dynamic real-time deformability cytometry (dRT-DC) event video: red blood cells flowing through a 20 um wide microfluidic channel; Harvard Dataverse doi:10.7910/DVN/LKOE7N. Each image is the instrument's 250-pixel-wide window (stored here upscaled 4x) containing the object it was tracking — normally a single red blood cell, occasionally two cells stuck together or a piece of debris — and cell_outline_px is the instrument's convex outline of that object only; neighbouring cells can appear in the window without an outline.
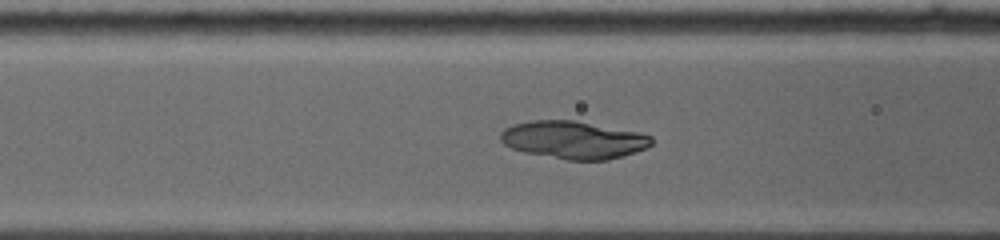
{"species": "common noctule bat (a hibernating species)", "species_latin": "Nyctalus noctula", "temperature_condition": "warm", "stored_images_in_passage": 17, "camera_frame_rate_fps": 5000, "um_per_image_px": 0.085, "animal": {"sex": "female", "body_mass_g": 19.0, "forearm_length_mm": 53.3}, "frame": {"image": 1, "passage_image": 5, "time_ms": 3.4, "image_size_px": [1000, 240], "cell_outline_px": [[652, 144], [644, 148], [624, 156], [608, 160], [568, 160], [524, 152], [512, 148], [504, 144], [500, 140], [500, 132], [504, 128], [512, 124], [532, 120], [576, 120], [636, 132], [652, 136]], "centroid_in_image_um": [48.71, 11.88], "position_along_channel_um": 117.9, "area_um2": 33.12}}
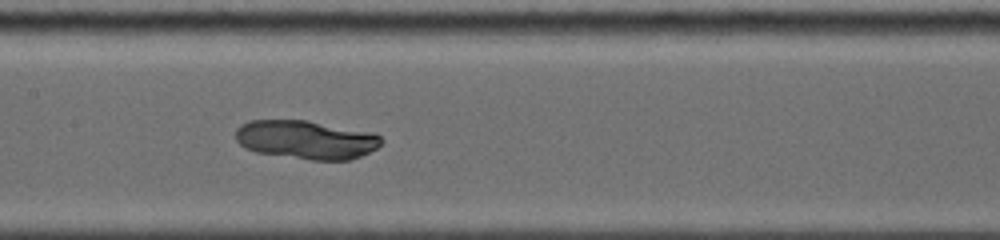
{"frame": {"image": 2, "passage_image": 9, "time_ms": 5.0, "image_size_px": [1000, 240], "cell_outline_px": [[384, 140], [376, 148], [360, 156], [348, 160], [312, 160], [256, 152], [244, 148], [236, 140], [236, 128], [240, 124], [248, 120], [308, 120], [376, 132]], "centroid_in_image_um": [26.03, 11.86], "position_along_channel_um": 181.4, "area_um2": 33.18}}
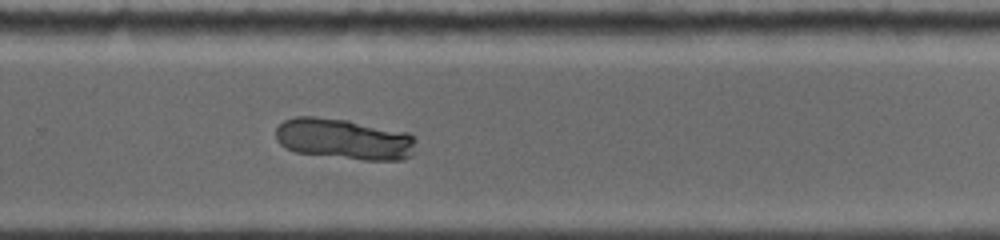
{"frame": {"image": 3, "passage_image": 17, "time_ms": 8.0, "image_size_px": [1000, 240], "cell_outline_px": [[416, 140], [412, 152], [404, 160], [364, 160], [296, 152], [284, 148], [276, 140], [276, 128], [284, 120], [296, 116], [316, 116], [348, 120], [408, 132], [416, 136]], "centroid_in_image_um": [29.24, 11.81], "position_along_channel_um": 300.6, "area_um2": 33.64}}